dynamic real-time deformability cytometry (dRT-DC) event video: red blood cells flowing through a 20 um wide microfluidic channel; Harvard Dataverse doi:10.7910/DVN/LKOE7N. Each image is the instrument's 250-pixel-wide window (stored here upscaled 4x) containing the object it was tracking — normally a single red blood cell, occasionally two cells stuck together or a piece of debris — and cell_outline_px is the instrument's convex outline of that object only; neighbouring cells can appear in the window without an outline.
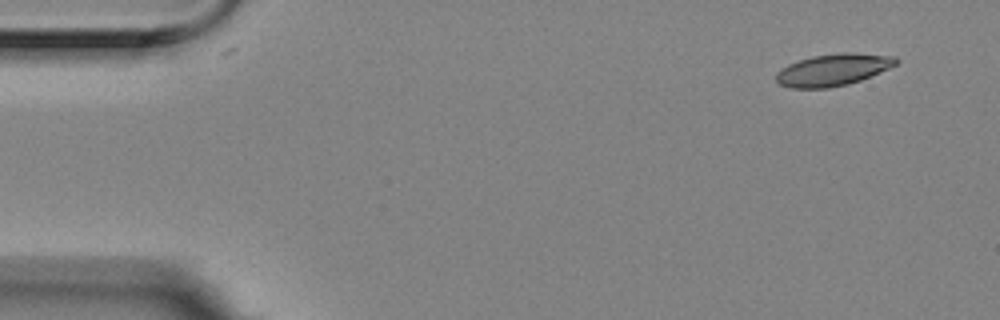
{"species": "Egyptian fruit bat (a non-hibernating species)", "species_latin": "Rousettus aegyptiacus", "temperature_condition": "room temperature", "stored_images_in_passage": 5, "camera_frame_rate_fps": 3000, "um_per_image_px": 0.085, "animal": {"sex": "female"}, "frame": {"image": 1, "passage_image": 1, "time_ms": 0.0, "image_size_px": [1000, 320], "cell_outline_px": [[900, 60], [896, 64], [880, 72], [860, 80], [848, 84], [828, 88], [788, 88], [780, 84], [776, 80], [776, 72], [788, 64], [812, 56], [840, 52], [852, 52], [896, 56]], "centroid_in_image_um": [70.81, 5.92], "position_along_channel_um": 14.2, "area_um2": 22.37}}
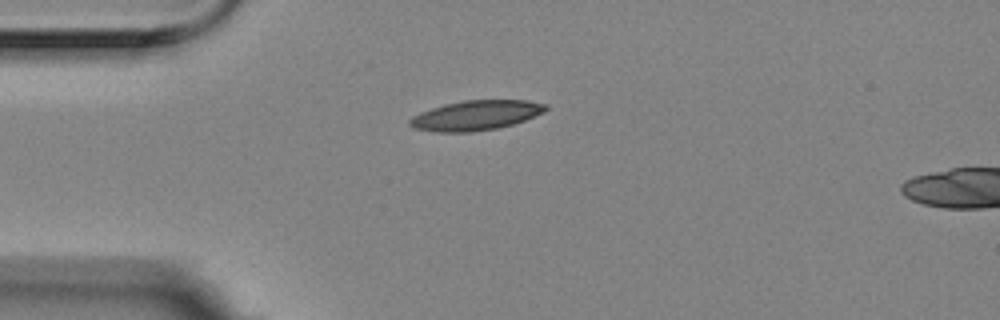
{"frame": {"image": 2, "passage_image": 4, "time_ms": 1.0, "image_size_px": [1000, 320], "cell_outline_px": [[548, 108], [544, 112], [524, 120], [512, 124], [496, 128], [468, 132], [436, 132], [416, 128], [408, 124], [408, 120], [412, 116], [420, 112], [444, 104], [464, 100], [528, 100], [548, 104]], "centroid_in_image_um": [40.45, 9.79], "position_along_channel_um": 44.6, "area_um2": 23.52}}